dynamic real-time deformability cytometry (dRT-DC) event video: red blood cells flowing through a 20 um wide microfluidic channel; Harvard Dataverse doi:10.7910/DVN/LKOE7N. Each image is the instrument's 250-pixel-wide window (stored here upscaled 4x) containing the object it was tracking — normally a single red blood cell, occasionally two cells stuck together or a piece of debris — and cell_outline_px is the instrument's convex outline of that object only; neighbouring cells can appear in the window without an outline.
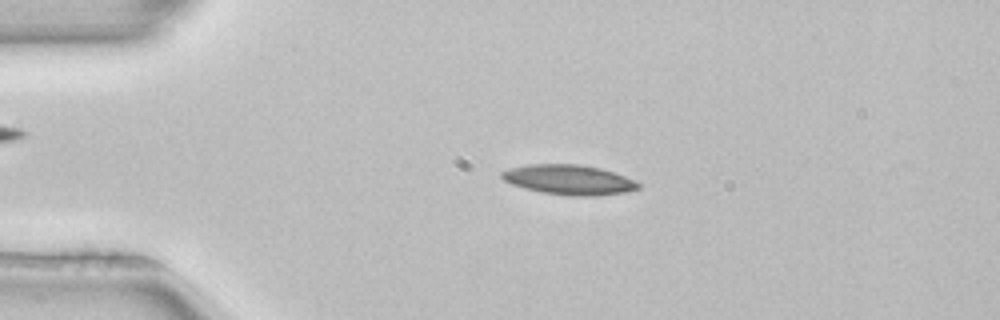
{"species": "common noctule bat (a hibernating species)", "species_latin": "Nyctalus noctula", "temperature_condition": "room temperature", "stored_images_in_passage": 51, "camera_frame_rate_fps": 3000, "um_per_image_px": 0.085, "animal": {"sex": "female", "body_mass_g": 22.7, "forearm_length_mm": 54.2}, "frame": {"image": 1, "passage_image": 11, "time_ms": 3.333, "image_size_px": [1000, 320], "cell_outline_px": [[640, 188], [624, 192], [596, 196], [572, 196], [540, 192], [524, 188], [512, 184], [504, 180], [500, 176], [500, 172], [508, 168], [528, 164], [580, 164], [600, 168], [624, 176], [640, 184]], "centroid_in_image_um": [48.31, 15.27], "position_along_channel_um": 36.7, "area_um2": 23.76}}
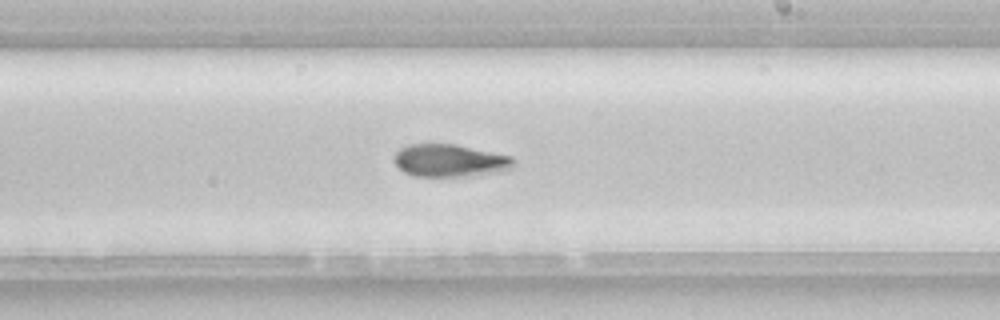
{"frame": {"image": 2, "passage_image": 30, "time_ms": 9.667, "image_size_px": [1000, 320], "cell_outline_px": [[516, 164], [512, 168], [500, 172], [464, 176], [412, 176], [404, 172], [392, 160], [392, 156], [400, 148], [408, 144], [456, 144], [512, 156], [516, 160]], "centroid_in_image_um": [38.24, 13.64], "position_along_channel_um": 250.8, "area_um2": 22.95}}
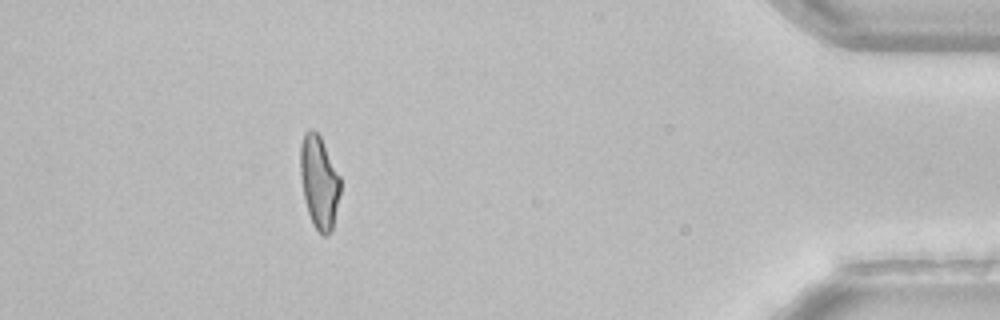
{"frame": {"image": 3, "passage_image": 46, "time_ms": 15.0, "image_size_px": [1000, 320], "cell_outline_px": [[340, 192], [332, 228], [328, 236], [324, 236], [312, 224], [304, 200], [300, 176], [300, 144], [304, 132], [308, 128], [312, 128], [320, 136], [340, 176]], "centroid_in_image_um": [27.1, 15.44], "position_along_channel_um": 408.1, "area_um2": 21.68}, "authors_computed_cell_mechanics": {"area_um2": 22.4264, "velocity_mm_per_s": 3.9746, "shape_relaxation_time_tau1_ms": 4.5224, "shape_relaxation_time_tau2_ms": null, "deformation_change_tau1": 0.1646, "deformation_change_tau2": null}}